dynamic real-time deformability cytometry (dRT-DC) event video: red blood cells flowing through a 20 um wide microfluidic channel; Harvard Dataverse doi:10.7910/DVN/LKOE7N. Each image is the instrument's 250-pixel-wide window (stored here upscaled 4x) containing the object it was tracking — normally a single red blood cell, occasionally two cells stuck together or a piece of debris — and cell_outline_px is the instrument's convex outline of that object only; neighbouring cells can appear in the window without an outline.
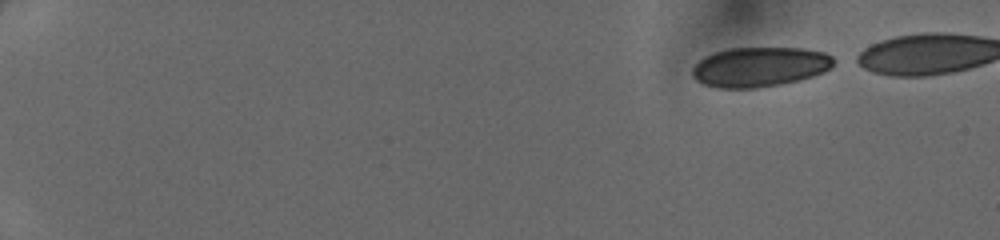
{"species": "human", "species_latin": "Homo sapiens", "temperature_condition": "cold", "stored_images_in_passage": 43, "camera_frame_rate_fps": 3000, "um_per_image_px": 0.085, "donor": {"sex": "female"}, "frame": {"image": 1, "passage_image": 1, "time_ms": 0.0, "image_size_px": [1000, 240], "cell_outline_px": [[840, 60], [832, 68], [824, 72], [800, 80], [780, 84], [756, 88], [716, 88], [704, 84], [696, 80], [692, 76], [692, 68], [704, 56], [728, 48], [800, 48], [824, 52]], "centroid_in_image_um": [64.62, 5.68], "position_along_channel_um": 20.4, "area_um2": 33.06}}
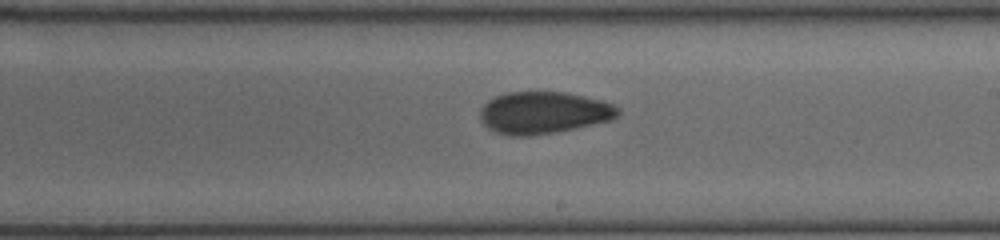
{"frame": {"image": 2, "passage_image": 27, "time_ms": 8.667, "image_size_px": [1000, 240], "cell_outline_px": [[620, 112], [612, 120], [556, 132], [528, 136], [512, 136], [496, 132], [488, 128], [480, 120], [480, 108], [488, 100], [504, 92], [564, 92], [604, 100], [616, 104], [620, 108]], "centroid_in_image_um": [46.22, 9.57], "position_along_channel_um": 242.8, "area_um2": 34.04}}
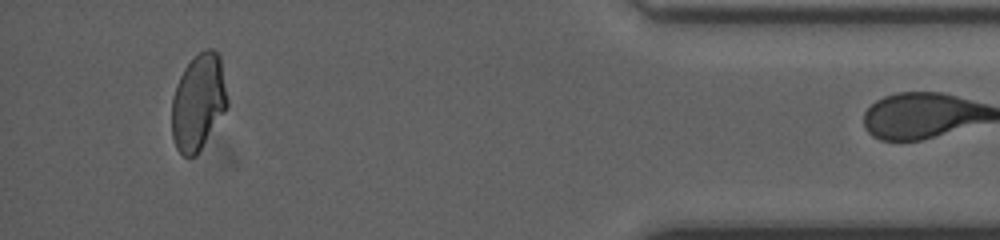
{"frame": {"image": 3, "passage_image": 42, "time_ms": 13.667, "image_size_px": [1000, 240], "cell_outline_px": [[228, 104], [224, 112], [196, 156], [184, 156], [176, 148], [172, 136], [172, 96], [176, 84], [184, 68], [204, 48], [212, 48], [220, 56], [228, 100]], "centroid_in_image_um": [16.85, 8.67], "position_along_channel_um": 418.4, "area_um2": 30.98}}